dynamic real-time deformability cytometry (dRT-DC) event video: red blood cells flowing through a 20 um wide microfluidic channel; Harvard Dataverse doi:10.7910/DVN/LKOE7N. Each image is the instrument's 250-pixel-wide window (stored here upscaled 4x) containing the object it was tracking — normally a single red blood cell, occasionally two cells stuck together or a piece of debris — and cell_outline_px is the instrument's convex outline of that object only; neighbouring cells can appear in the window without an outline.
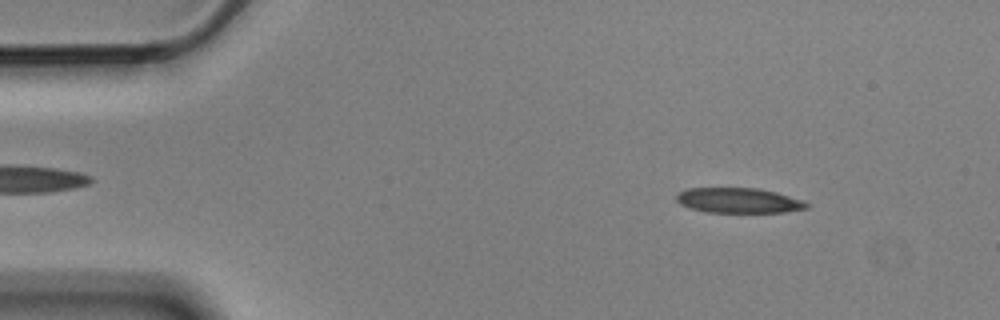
{"species": "Egyptian fruit bat (a non-hibernating species)", "species_latin": "Rousettus aegyptiacus", "temperature_condition": "cold", "stored_images_in_passage": 9, "camera_frame_rate_fps": 3000, "um_per_image_px": 0.085, "animal": {"sex": "male"}, "frame": {"image": 1, "passage_image": 1, "time_ms": 0.0, "image_size_px": [1000, 320], "cell_outline_px": [[812, 204], [808, 208], [784, 212], [704, 212], [688, 208], [680, 204], [676, 200], [676, 196], [680, 192], [688, 188], [756, 188], [776, 192], [804, 200]], "centroid_in_image_um": [62.81, 17.04], "position_along_channel_um": 22.2, "area_um2": 19.19}}
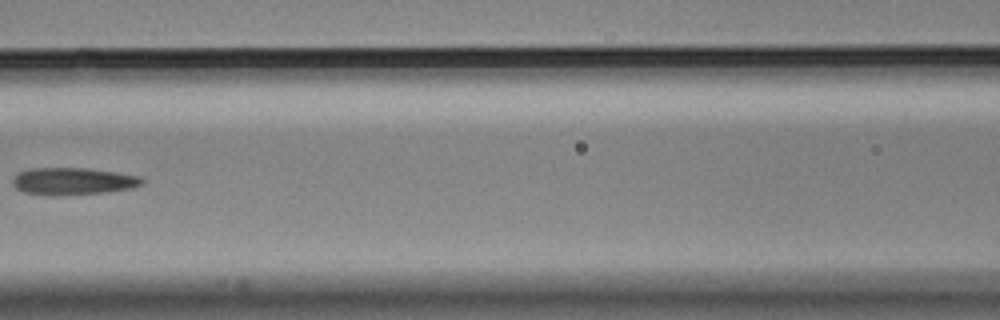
{"frame": {"image": 2, "passage_image": 6, "time_ms": 1.667, "image_size_px": [1000, 320], "cell_outline_px": [[144, 180], [140, 184], [132, 188], [108, 192], [56, 196], [44, 196], [24, 192], [16, 188], [12, 184], [12, 180], [20, 172], [32, 168], [88, 168], [116, 172], [140, 176]], "centroid_in_image_um": [6.19, 15.42], "position_along_channel_um": 160.4, "area_um2": 20.63}}
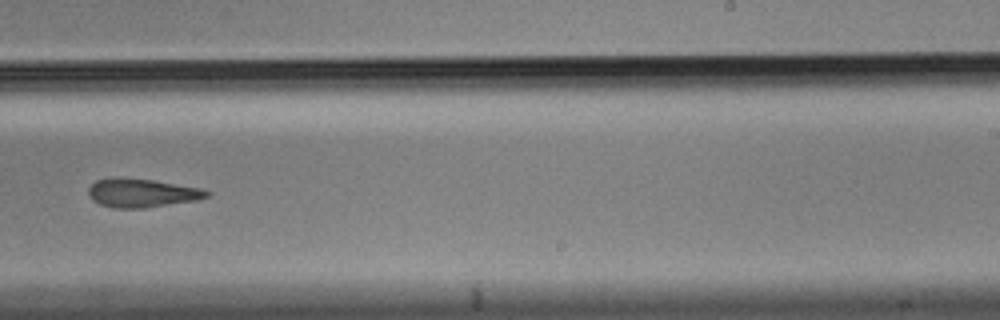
{"frame": {"image": 3, "passage_image": 9, "time_ms": 2.667, "image_size_px": [1000, 320], "cell_outline_px": [[212, 192], [208, 196], [196, 200], [144, 208], [112, 208], [100, 204], [92, 200], [88, 196], [88, 188], [96, 180], [108, 176], [120, 176], [152, 180], [200, 188]], "centroid_in_image_um": [11.98, 16.38], "position_along_channel_um": 277.0, "area_um2": 20.0}}